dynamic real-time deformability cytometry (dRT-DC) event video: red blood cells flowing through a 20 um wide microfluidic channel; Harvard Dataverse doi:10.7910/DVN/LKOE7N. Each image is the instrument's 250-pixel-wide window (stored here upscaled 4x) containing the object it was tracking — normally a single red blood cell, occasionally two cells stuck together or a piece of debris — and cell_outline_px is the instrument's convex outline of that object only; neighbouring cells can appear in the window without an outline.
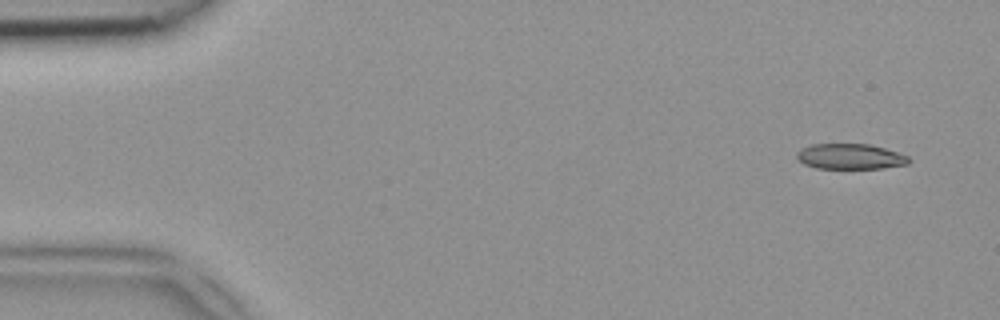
{"species": "common noctule bat (a hibernating species)", "species_latin": "Nyctalus noctula", "temperature_condition": "room temperature", "stored_images_in_passage": 47, "camera_frame_rate_fps": 3000, "um_per_image_px": 0.085, "animal": {"sex": "female", "body_mass_g": 18.4}, "frame": {"image": 1, "passage_image": 2, "time_ms": 0.333, "image_size_px": [1000, 320], "cell_outline_px": [[912, 160], [908, 164], [884, 168], [816, 168], [804, 164], [796, 156], [796, 152], [800, 148], [812, 144], [868, 144], [884, 148], [908, 156]], "centroid_in_image_um": [72.26, 13.3], "position_along_channel_um": 12.7, "area_um2": 16.59}}
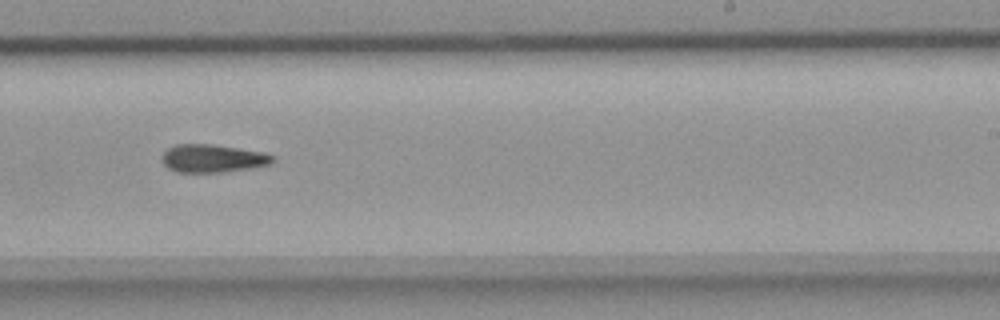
{"frame": {"image": 2, "passage_image": 29, "time_ms": 9.333, "image_size_px": [1000, 320], "cell_outline_px": [[276, 160], [272, 164], [248, 168], [220, 172], [176, 172], [168, 168], [164, 164], [160, 156], [168, 148], [176, 144], [212, 144], [264, 152], [272, 156]], "centroid_in_image_um": [18.06, 13.46], "position_along_channel_um": 270.9, "area_um2": 18.03}}
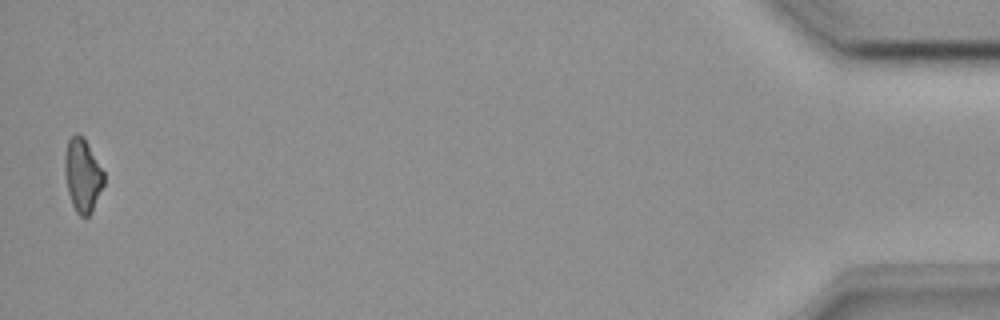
{"frame": {"image": 3, "passage_image": 47, "time_ms": 15.333, "image_size_px": [1000, 320], "cell_outline_px": [[104, 184], [92, 212], [88, 216], [80, 216], [76, 212], [72, 204], [68, 192], [64, 172], [64, 156], [68, 140], [76, 132], [84, 136], [104, 172]], "centroid_in_image_um": [7.01, 14.87], "position_along_channel_um": 428.2, "area_um2": 16.88}}